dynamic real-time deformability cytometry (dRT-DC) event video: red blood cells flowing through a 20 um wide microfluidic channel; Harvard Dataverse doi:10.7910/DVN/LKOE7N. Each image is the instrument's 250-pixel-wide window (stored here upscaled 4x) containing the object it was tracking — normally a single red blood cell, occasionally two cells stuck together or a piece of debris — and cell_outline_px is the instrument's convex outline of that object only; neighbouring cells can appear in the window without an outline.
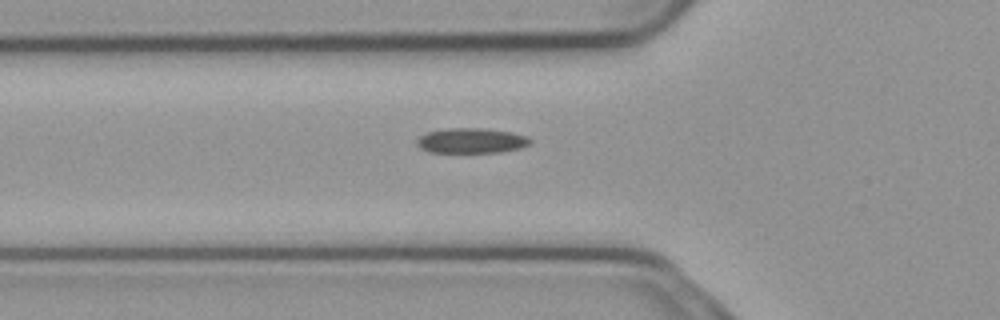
{"species": "common noctule bat (a hibernating species)", "species_latin": "Nyctalus noctula", "temperature_condition": "cold", "stored_images_in_passage": 6, "camera_frame_rate_fps": 3000, "um_per_image_px": 0.085, "animal": {"sex": "male", "body_mass_g": 23.1, "forearm_length_mm": 52.7}, "frame": {"image": 1, "passage_image": 6, "time_ms": 1.667, "image_size_px": [1000, 320], "cell_outline_px": [[532, 140], [528, 144], [520, 148], [500, 152], [428, 152], [420, 148], [416, 144], [416, 140], [420, 136], [428, 132], [448, 128], [480, 128], [512, 132], [528, 136]], "centroid_in_image_um": [40.06, 11.95], "position_along_channel_um": 85.7, "area_um2": 16.53}}